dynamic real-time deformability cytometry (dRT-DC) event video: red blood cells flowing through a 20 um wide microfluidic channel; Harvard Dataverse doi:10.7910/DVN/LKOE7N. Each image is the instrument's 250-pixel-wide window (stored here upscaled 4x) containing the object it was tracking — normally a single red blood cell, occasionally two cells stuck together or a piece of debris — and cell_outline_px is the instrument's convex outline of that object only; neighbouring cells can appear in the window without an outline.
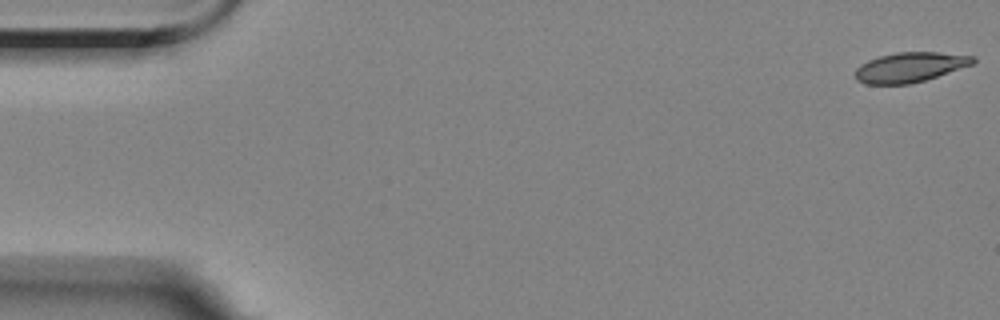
{"species": "Egyptian fruit bat (a non-hibernating species)", "species_latin": "Rousettus aegyptiacus", "temperature_condition": "room temperature", "stored_images_in_passage": 5, "camera_frame_rate_fps": 3000, "um_per_image_px": 0.085, "animal": {"sex": "female"}, "frame": {"image": 1, "passage_image": 1, "time_ms": 0.0, "image_size_px": [1000, 320], "cell_outline_px": [[976, 60], [972, 64], [924, 80], [908, 84], [864, 84], [856, 80], [856, 68], [860, 64], [868, 60], [880, 56], [896, 52], [940, 52], [976, 56]], "centroid_in_image_um": [77.32, 5.7], "position_along_channel_um": 7.7, "area_um2": 20.35}}
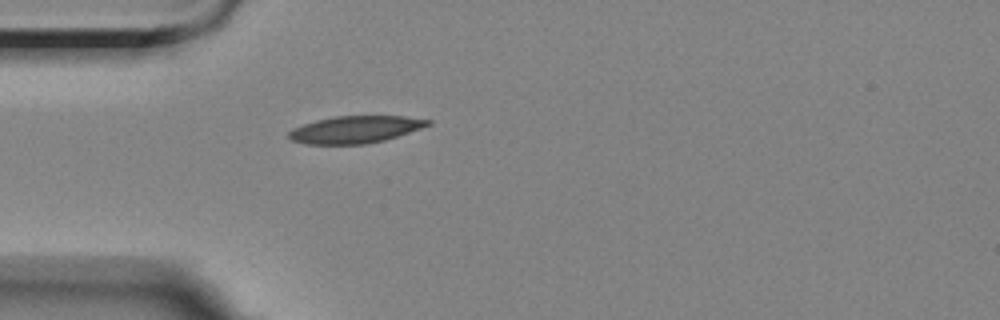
{"frame": {"image": 2, "passage_image": 5, "time_ms": 5.0, "image_size_px": [1000, 320], "cell_outline_px": [[432, 124], [384, 140], [368, 144], [304, 144], [288, 140], [288, 132], [292, 128], [316, 120], [336, 116], [404, 116], [432, 120]], "centroid_in_image_um": [30.15, 11.01], "position_along_channel_um": 54.9, "area_um2": 22.02}}